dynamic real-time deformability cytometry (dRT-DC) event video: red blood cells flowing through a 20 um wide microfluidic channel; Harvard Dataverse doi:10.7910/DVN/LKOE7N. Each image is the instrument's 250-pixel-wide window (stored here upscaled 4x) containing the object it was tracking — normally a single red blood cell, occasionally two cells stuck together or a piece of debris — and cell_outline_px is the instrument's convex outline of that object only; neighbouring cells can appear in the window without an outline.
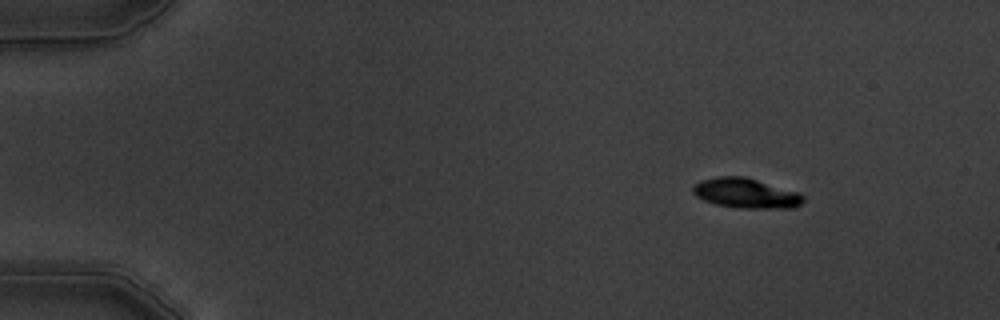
{"species": "common noctule bat (a hibernating species)", "species_latin": "Nyctalus noctula", "temperature_condition": "warm", "stored_images_in_passage": 5, "camera_frame_rate_fps": 3000, "um_per_image_px": 0.085, "animal": {"sex": "male", "body_mass_g": 19.5, "forearm_length_mm": 54.6}, "frame": {"image": 1, "passage_image": 2, "time_ms": 1.0, "image_size_px": [1000, 320], "cell_outline_px": [[804, 200], [796, 208], [740, 208], [716, 204], [704, 200], [696, 196], [692, 192], [692, 188], [700, 180], [716, 176], [744, 176], [800, 192], [804, 196]], "centroid_in_image_um": [63.42, 16.42], "position_along_channel_um": 21.6, "area_um2": 19.36}}
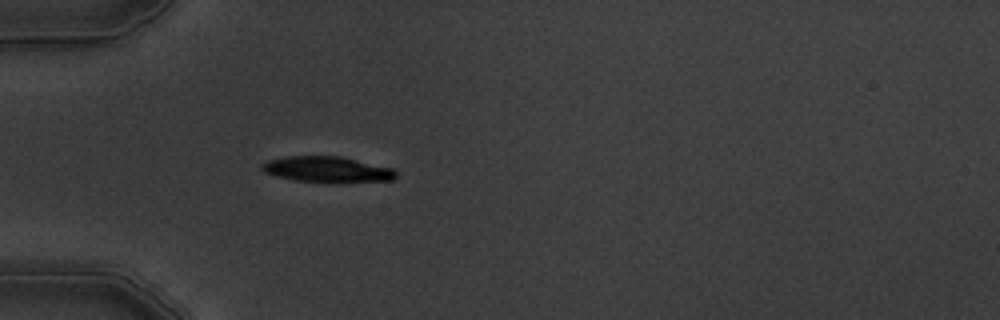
{"frame": {"image": 2, "passage_image": 5, "time_ms": 4.333, "image_size_px": [1000, 320], "cell_outline_px": [[396, 180], [296, 180], [276, 176], [264, 172], [260, 168], [260, 164], [268, 160], [288, 156], [340, 156], [392, 168], [396, 172]], "centroid_in_image_um": [27.74, 14.35], "position_along_channel_um": 57.3, "area_um2": 19.19}}